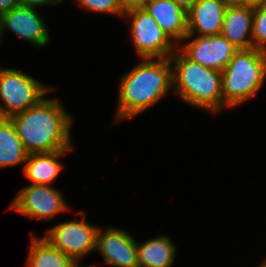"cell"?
I'll return each instance as SVG.
<instances>
[{
  "instance_id": "23",
  "label": "cell",
  "mask_w": 266,
  "mask_h": 267,
  "mask_svg": "<svg viewBox=\"0 0 266 267\" xmlns=\"http://www.w3.org/2000/svg\"><path fill=\"white\" fill-rule=\"evenodd\" d=\"M226 7L250 6V0H222Z\"/></svg>"
},
{
  "instance_id": "16",
  "label": "cell",
  "mask_w": 266,
  "mask_h": 267,
  "mask_svg": "<svg viewBox=\"0 0 266 267\" xmlns=\"http://www.w3.org/2000/svg\"><path fill=\"white\" fill-rule=\"evenodd\" d=\"M168 235H159L143 243L136 241L139 267H171L175 262L177 247Z\"/></svg>"
},
{
  "instance_id": "7",
  "label": "cell",
  "mask_w": 266,
  "mask_h": 267,
  "mask_svg": "<svg viewBox=\"0 0 266 267\" xmlns=\"http://www.w3.org/2000/svg\"><path fill=\"white\" fill-rule=\"evenodd\" d=\"M84 212L79 211L81 221L72 219L60 222L44 233L45 239L79 266L84 256L96 250V235L99 228L86 222Z\"/></svg>"
},
{
  "instance_id": "25",
  "label": "cell",
  "mask_w": 266,
  "mask_h": 267,
  "mask_svg": "<svg viewBox=\"0 0 266 267\" xmlns=\"http://www.w3.org/2000/svg\"><path fill=\"white\" fill-rule=\"evenodd\" d=\"M146 0H120L124 8L141 6Z\"/></svg>"
},
{
  "instance_id": "11",
  "label": "cell",
  "mask_w": 266,
  "mask_h": 267,
  "mask_svg": "<svg viewBox=\"0 0 266 267\" xmlns=\"http://www.w3.org/2000/svg\"><path fill=\"white\" fill-rule=\"evenodd\" d=\"M37 10L35 7L20 4L3 14L0 17L3 35L9 30L33 46L40 48L47 46L51 34Z\"/></svg>"
},
{
  "instance_id": "27",
  "label": "cell",
  "mask_w": 266,
  "mask_h": 267,
  "mask_svg": "<svg viewBox=\"0 0 266 267\" xmlns=\"http://www.w3.org/2000/svg\"><path fill=\"white\" fill-rule=\"evenodd\" d=\"M2 38H3V30H2L1 20H0V43L2 41Z\"/></svg>"
},
{
  "instance_id": "18",
  "label": "cell",
  "mask_w": 266,
  "mask_h": 267,
  "mask_svg": "<svg viewBox=\"0 0 266 267\" xmlns=\"http://www.w3.org/2000/svg\"><path fill=\"white\" fill-rule=\"evenodd\" d=\"M27 155L11 120L0 118V169L24 164Z\"/></svg>"
},
{
  "instance_id": "14",
  "label": "cell",
  "mask_w": 266,
  "mask_h": 267,
  "mask_svg": "<svg viewBox=\"0 0 266 267\" xmlns=\"http://www.w3.org/2000/svg\"><path fill=\"white\" fill-rule=\"evenodd\" d=\"M72 150L28 154L22 170L24 177L31 181V184L51 186L64 168L60 157Z\"/></svg>"
},
{
  "instance_id": "8",
  "label": "cell",
  "mask_w": 266,
  "mask_h": 267,
  "mask_svg": "<svg viewBox=\"0 0 266 267\" xmlns=\"http://www.w3.org/2000/svg\"><path fill=\"white\" fill-rule=\"evenodd\" d=\"M9 209L31 220L49 221L61 212L70 211V206L55 186L29 184L18 191Z\"/></svg>"
},
{
  "instance_id": "10",
  "label": "cell",
  "mask_w": 266,
  "mask_h": 267,
  "mask_svg": "<svg viewBox=\"0 0 266 267\" xmlns=\"http://www.w3.org/2000/svg\"><path fill=\"white\" fill-rule=\"evenodd\" d=\"M111 267H139L136 240L118 227L98 228L96 250Z\"/></svg>"
},
{
  "instance_id": "3",
  "label": "cell",
  "mask_w": 266,
  "mask_h": 267,
  "mask_svg": "<svg viewBox=\"0 0 266 267\" xmlns=\"http://www.w3.org/2000/svg\"><path fill=\"white\" fill-rule=\"evenodd\" d=\"M170 62L175 95L195 109L218 115L223 109L221 71L191 61L178 48Z\"/></svg>"
},
{
  "instance_id": "24",
  "label": "cell",
  "mask_w": 266,
  "mask_h": 267,
  "mask_svg": "<svg viewBox=\"0 0 266 267\" xmlns=\"http://www.w3.org/2000/svg\"><path fill=\"white\" fill-rule=\"evenodd\" d=\"M187 12L199 1V0H172Z\"/></svg>"
},
{
  "instance_id": "20",
  "label": "cell",
  "mask_w": 266,
  "mask_h": 267,
  "mask_svg": "<svg viewBox=\"0 0 266 267\" xmlns=\"http://www.w3.org/2000/svg\"><path fill=\"white\" fill-rule=\"evenodd\" d=\"M252 41L254 48L266 52V6L254 7Z\"/></svg>"
},
{
  "instance_id": "21",
  "label": "cell",
  "mask_w": 266,
  "mask_h": 267,
  "mask_svg": "<svg viewBox=\"0 0 266 267\" xmlns=\"http://www.w3.org/2000/svg\"><path fill=\"white\" fill-rule=\"evenodd\" d=\"M63 1L65 2V0H20V3L25 6L35 7L39 9V7L41 8V6L42 7L45 5L55 6L57 4L63 3Z\"/></svg>"
},
{
  "instance_id": "22",
  "label": "cell",
  "mask_w": 266,
  "mask_h": 267,
  "mask_svg": "<svg viewBox=\"0 0 266 267\" xmlns=\"http://www.w3.org/2000/svg\"><path fill=\"white\" fill-rule=\"evenodd\" d=\"M20 4V0H0V17Z\"/></svg>"
},
{
  "instance_id": "4",
  "label": "cell",
  "mask_w": 266,
  "mask_h": 267,
  "mask_svg": "<svg viewBox=\"0 0 266 267\" xmlns=\"http://www.w3.org/2000/svg\"><path fill=\"white\" fill-rule=\"evenodd\" d=\"M221 74L223 108L244 104L266 81V52L254 47L239 49Z\"/></svg>"
},
{
  "instance_id": "2",
  "label": "cell",
  "mask_w": 266,
  "mask_h": 267,
  "mask_svg": "<svg viewBox=\"0 0 266 267\" xmlns=\"http://www.w3.org/2000/svg\"><path fill=\"white\" fill-rule=\"evenodd\" d=\"M138 60L134 68L120 77L115 123L157 105L173 89L170 57Z\"/></svg>"
},
{
  "instance_id": "5",
  "label": "cell",
  "mask_w": 266,
  "mask_h": 267,
  "mask_svg": "<svg viewBox=\"0 0 266 267\" xmlns=\"http://www.w3.org/2000/svg\"><path fill=\"white\" fill-rule=\"evenodd\" d=\"M55 87L25 72L0 68V118H10L38 104Z\"/></svg>"
},
{
  "instance_id": "19",
  "label": "cell",
  "mask_w": 266,
  "mask_h": 267,
  "mask_svg": "<svg viewBox=\"0 0 266 267\" xmlns=\"http://www.w3.org/2000/svg\"><path fill=\"white\" fill-rule=\"evenodd\" d=\"M83 10L97 14H112L123 19L125 8L120 0H74Z\"/></svg>"
},
{
  "instance_id": "1",
  "label": "cell",
  "mask_w": 266,
  "mask_h": 267,
  "mask_svg": "<svg viewBox=\"0 0 266 267\" xmlns=\"http://www.w3.org/2000/svg\"><path fill=\"white\" fill-rule=\"evenodd\" d=\"M73 117L57 98H43L38 104L9 119L28 154L73 149Z\"/></svg>"
},
{
  "instance_id": "15",
  "label": "cell",
  "mask_w": 266,
  "mask_h": 267,
  "mask_svg": "<svg viewBox=\"0 0 266 267\" xmlns=\"http://www.w3.org/2000/svg\"><path fill=\"white\" fill-rule=\"evenodd\" d=\"M253 7H227L221 35L229 40L238 50L253 48L252 19Z\"/></svg>"
},
{
  "instance_id": "13",
  "label": "cell",
  "mask_w": 266,
  "mask_h": 267,
  "mask_svg": "<svg viewBox=\"0 0 266 267\" xmlns=\"http://www.w3.org/2000/svg\"><path fill=\"white\" fill-rule=\"evenodd\" d=\"M141 7L178 45L187 36V11L172 0H146Z\"/></svg>"
},
{
  "instance_id": "17",
  "label": "cell",
  "mask_w": 266,
  "mask_h": 267,
  "mask_svg": "<svg viewBox=\"0 0 266 267\" xmlns=\"http://www.w3.org/2000/svg\"><path fill=\"white\" fill-rule=\"evenodd\" d=\"M27 267H84L76 264L68 255L55 248L44 237L32 236L29 245ZM89 266V267H94Z\"/></svg>"
},
{
  "instance_id": "6",
  "label": "cell",
  "mask_w": 266,
  "mask_h": 267,
  "mask_svg": "<svg viewBox=\"0 0 266 267\" xmlns=\"http://www.w3.org/2000/svg\"><path fill=\"white\" fill-rule=\"evenodd\" d=\"M124 18L126 22H130L129 32L138 59L169 58L178 48L157 21L141 6L126 8Z\"/></svg>"
},
{
  "instance_id": "12",
  "label": "cell",
  "mask_w": 266,
  "mask_h": 267,
  "mask_svg": "<svg viewBox=\"0 0 266 267\" xmlns=\"http://www.w3.org/2000/svg\"><path fill=\"white\" fill-rule=\"evenodd\" d=\"M226 8L222 0H199L187 12V36L220 35Z\"/></svg>"
},
{
  "instance_id": "26",
  "label": "cell",
  "mask_w": 266,
  "mask_h": 267,
  "mask_svg": "<svg viewBox=\"0 0 266 267\" xmlns=\"http://www.w3.org/2000/svg\"><path fill=\"white\" fill-rule=\"evenodd\" d=\"M266 6V0H250V7Z\"/></svg>"
},
{
  "instance_id": "28",
  "label": "cell",
  "mask_w": 266,
  "mask_h": 267,
  "mask_svg": "<svg viewBox=\"0 0 266 267\" xmlns=\"http://www.w3.org/2000/svg\"><path fill=\"white\" fill-rule=\"evenodd\" d=\"M265 260H262V262H260V265L258 267H266V258H264Z\"/></svg>"
},
{
  "instance_id": "9",
  "label": "cell",
  "mask_w": 266,
  "mask_h": 267,
  "mask_svg": "<svg viewBox=\"0 0 266 267\" xmlns=\"http://www.w3.org/2000/svg\"><path fill=\"white\" fill-rule=\"evenodd\" d=\"M182 42L184 43L178 44V49L188 59L217 71H223L238 50L221 34L186 36Z\"/></svg>"
}]
</instances>
